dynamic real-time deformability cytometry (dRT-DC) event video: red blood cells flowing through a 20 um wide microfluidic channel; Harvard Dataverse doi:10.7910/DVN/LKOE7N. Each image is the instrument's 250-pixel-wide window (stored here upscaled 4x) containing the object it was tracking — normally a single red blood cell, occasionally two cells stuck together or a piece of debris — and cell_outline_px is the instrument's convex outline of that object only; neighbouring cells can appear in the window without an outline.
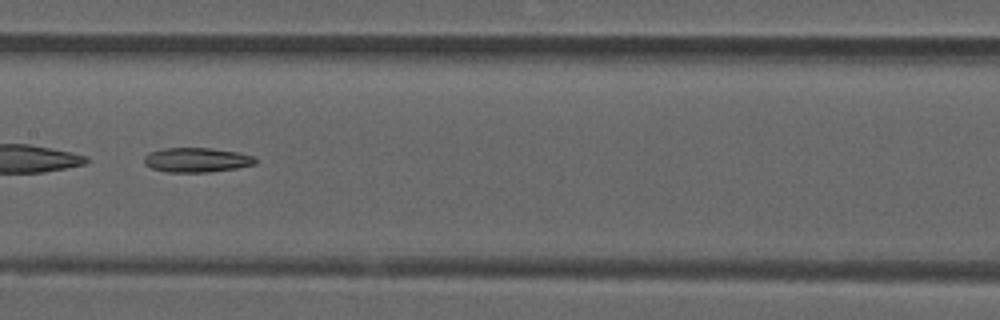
{"species": "common noctule bat (a hibernating species)", "species_latin": "Nyctalus noctula", "temperature_condition": "room temperature", "stored_images_in_passage": 34, "camera_frame_rate_fps": 3000, "um_per_image_px": 0.085, "animal": {"sex": "male", "forearm_length_mm": 52.5}, "frame": {"image": 1, "passage_image": 10, "time_ms": 3.0, "image_size_px": [1000, 320], "cell_outline_px": [[256, 164], [236, 168], [208, 172], [168, 172], [152, 168], [144, 164], [144, 156], [148, 152], [164, 148], [212, 148], [240, 152], [252, 156], [256, 160]], "centroid_in_image_um": [16.7, 13.59], "position_along_channel_um": 190.7, "area_um2": 15.95}}